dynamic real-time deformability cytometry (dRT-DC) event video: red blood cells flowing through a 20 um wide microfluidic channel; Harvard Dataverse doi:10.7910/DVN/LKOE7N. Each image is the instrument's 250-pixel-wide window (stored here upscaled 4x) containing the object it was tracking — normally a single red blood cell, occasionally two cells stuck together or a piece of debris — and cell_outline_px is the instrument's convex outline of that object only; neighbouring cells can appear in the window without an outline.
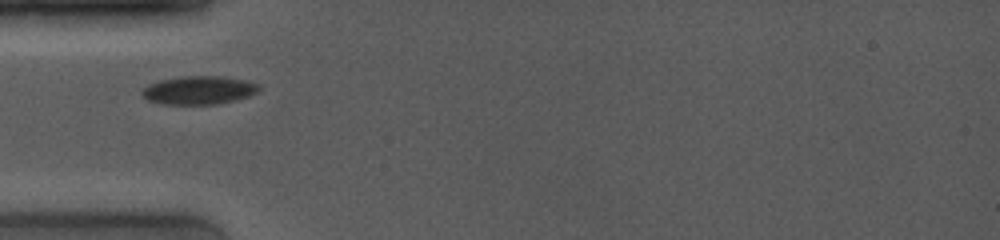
{"species": "common noctule bat (a hibernating species)", "species_latin": "Nyctalus noctula", "temperature_condition": "room temperature", "stored_images_in_passage": 44, "camera_frame_rate_fps": 4000, "um_per_image_px": 0.085, "animal": {"sex": "female", "body_mass_g": 19.0, "forearm_length_mm": 53.3}, "frame": {"image": 1, "passage_image": 1, "time_ms": 0.0, "image_size_px": [1000, 240], "cell_outline_px": [[260, 88], [256, 92], [248, 96], [236, 100], [216, 104], [160, 104], [148, 100], [140, 92], [148, 84], [160, 80], [180, 76], [220, 76], [244, 80], [260, 84]], "centroid_in_image_um": [16.89, 7.66], "position_along_channel_um": 68.1, "area_um2": 19.31}}
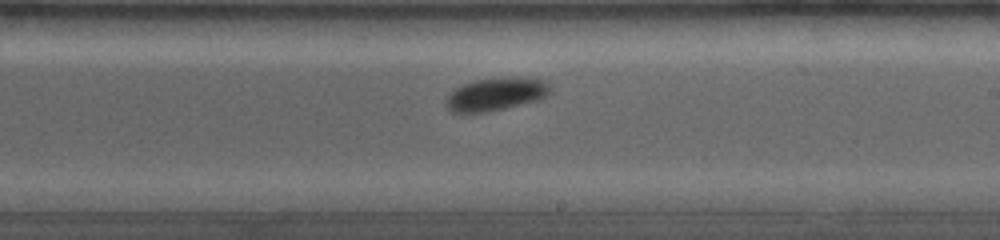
{"frame": {"image": 2, "passage_image": 20, "time_ms": 4.5, "image_size_px": [1000, 240], "cell_outline_px": [[548, 96], [540, 100], [488, 112], [452, 112], [448, 108], [444, 100], [456, 88], [464, 84], [476, 80], [504, 76], [508, 76], [544, 80], [548, 84]], "centroid_in_image_um": [42.16, 8.0], "position_along_channel_um": 246.8, "area_um2": 19.94}}
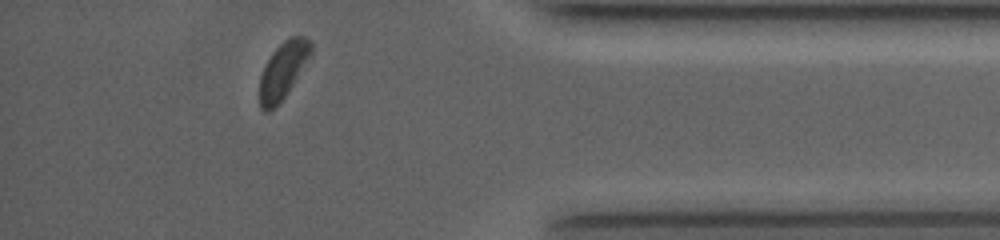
{"frame": {"image": 3, "passage_image": 40, "time_ms": 9.0, "image_size_px": [1000, 240], "cell_outline_px": [[312, 52], [292, 84], [284, 96], [268, 112], [264, 112], [260, 108], [260, 76], [272, 52], [284, 40], [292, 36], [304, 36], [312, 40]], "centroid_in_image_um": [24.06, 5.93], "position_along_channel_um": 411.1, "area_um2": 16.42}, "authors_computed_cell_mechanics": {"area_um2": 18.8139, "velocity_mm_per_s": 3.9916, "shape_relaxation_time_tau1_ms": 2.5171, "shape_relaxation_time_tau2_ms": null, "deformation_change_tau1": 0.1007, "deformation_change_tau2": null}}